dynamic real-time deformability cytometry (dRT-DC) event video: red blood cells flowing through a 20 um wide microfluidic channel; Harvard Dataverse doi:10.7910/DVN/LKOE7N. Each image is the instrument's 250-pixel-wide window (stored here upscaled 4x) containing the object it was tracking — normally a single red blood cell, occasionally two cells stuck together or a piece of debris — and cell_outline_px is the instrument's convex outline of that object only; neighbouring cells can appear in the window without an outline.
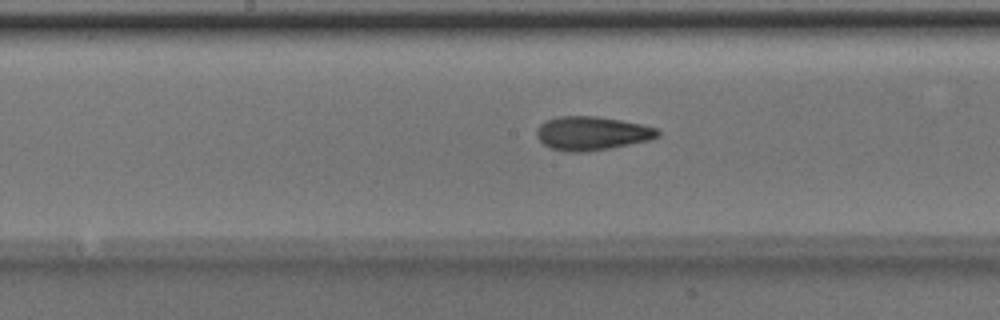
{"species": "Egyptian fruit bat (a non-hibernating species)", "species_latin": "Rousettus aegyptiacus", "temperature_condition": "room temperature", "stored_images_in_passage": 50, "camera_frame_rate_fps": 3000, "um_per_image_px": 0.085, "animal": {"sex": "male"}, "frame": {"image": 1, "passage_image": 25, "time_ms": 8.0, "image_size_px": [1000, 320], "cell_outline_px": [[660, 136], [652, 140], [588, 152], [564, 152], [552, 148], [544, 144], [536, 136], [536, 132], [540, 124], [556, 116], [596, 116], [644, 124], [656, 128], [660, 132]], "centroid_in_image_um": [50.34, 11.33], "position_along_channel_um": 197.9, "area_um2": 23.99}}
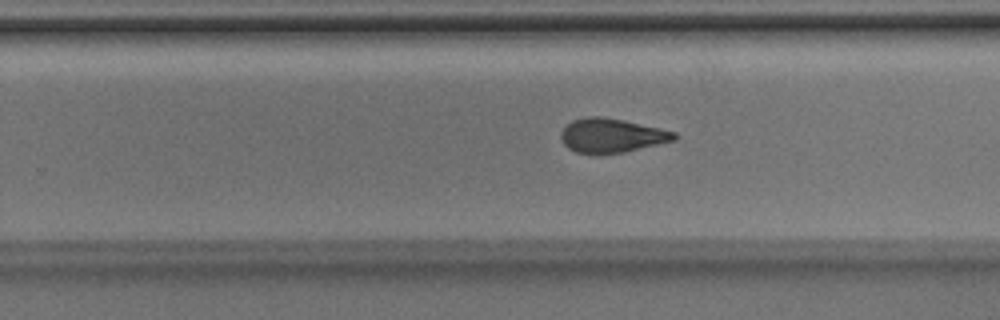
{"frame": {"image": 2, "passage_image": 31, "time_ms": 10.0, "image_size_px": [1000, 320], "cell_outline_px": [[676, 140], [624, 152], [576, 152], [568, 148], [564, 144], [560, 136], [560, 132], [572, 120], [588, 116], [600, 116], [624, 120], [660, 128], [676, 132]], "centroid_in_image_um": [52.0, 11.49], "position_along_channel_um": 277.8, "area_um2": 22.14}}
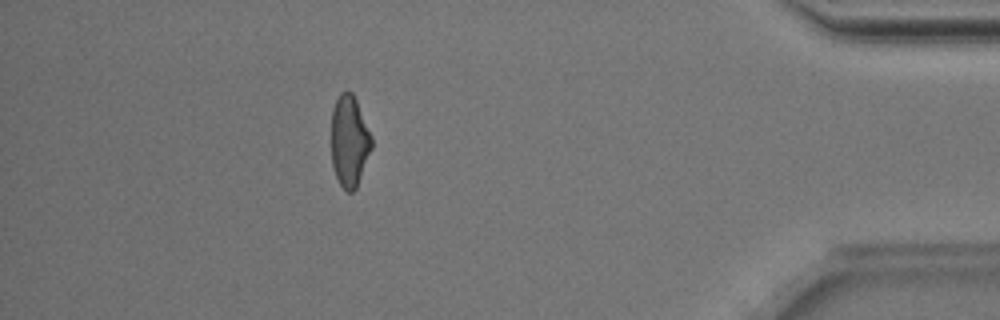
{"frame": {"image": 3, "passage_image": 44, "time_ms": 14.333, "image_size_px": [1000, 320], "cell_outline_px": [[372, 148], [356, 188], [352, 192], [348, 192], [340, 184], [336, 176], [332, 164], [332, 108], [340, 92], [348, 88], [352, 92], [356, 100], [372, 136]], "centroid_in_image_um": [29.7, 11.95], "position_along_channel_um": 405.5, "area_um2": 21.44}, "authors_computed_cell_mechanics": {"area_um2": 22.2819, "velocity_mm_per_s": 4.0251, "shape_relaxation_time_tau1_ms": 4.3968, "shape_relaxation_time_tau2_ms": 1.8735, "deformation_change_tau1": 0.1577, "deformation_change_tau2": 0.0929}}